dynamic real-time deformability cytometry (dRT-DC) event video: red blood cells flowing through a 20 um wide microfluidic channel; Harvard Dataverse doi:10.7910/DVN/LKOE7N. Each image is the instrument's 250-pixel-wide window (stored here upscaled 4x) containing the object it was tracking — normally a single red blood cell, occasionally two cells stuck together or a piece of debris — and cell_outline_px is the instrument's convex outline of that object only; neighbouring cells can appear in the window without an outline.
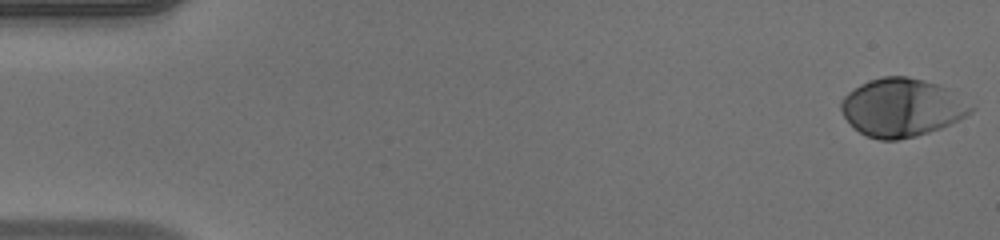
{"species": "human", "species_latin": "Homo sapiens", "temperature_condition": "warm", "stored_images_in_passage": 51, "camera_frame_rate_fps": 3000, "um_per_image_px": 0.085, "donor": {"sex": "male"}, "frame": {"image": 1, "passage_image": 1, "time_ms": 0.0, "image_size_px": [1000, 240], "cell_outline_px": [[976, 108], [972, 112], [940, 128], [916, 136], [896, 140], [880, 140], [868, 136], [860, 132], [844, 116], [840, 108], [840, 100], [848, 92], [860, 84], [868, 80], [884, 76], [908, 76], [924, 80], [936, 84], [944, 88]], "centroid_in_image_um": [76.6, 9.13], "position_along_channel_um": 8.4, "area_um2": 43.35}}
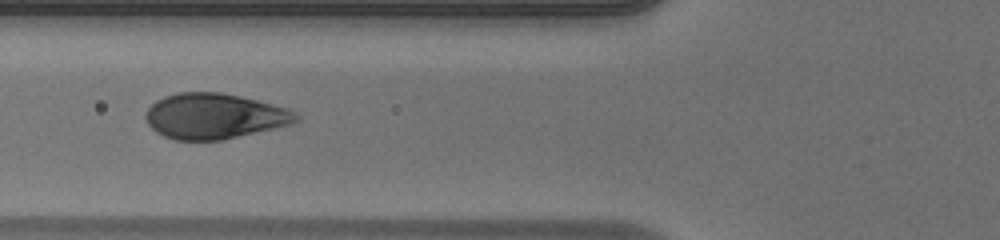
{"frame": {"image": 2, "passage_image": 20, "time_ms": 6.333, "image_size_px": [1000, 240], "cell_outline_px": [[300, 116], [292, 124], [220, 140], [172, 140], [156, 132], [148, 124], [144, 116], [144, 112], [156, 100], [164, 96], [180, 92], [220, 92], [240, 96], [288, 108]], "centroid_in_image_um": [18.17, 9.87], "position_along_channel_um": 107.6, "area_um2": 39.77}}
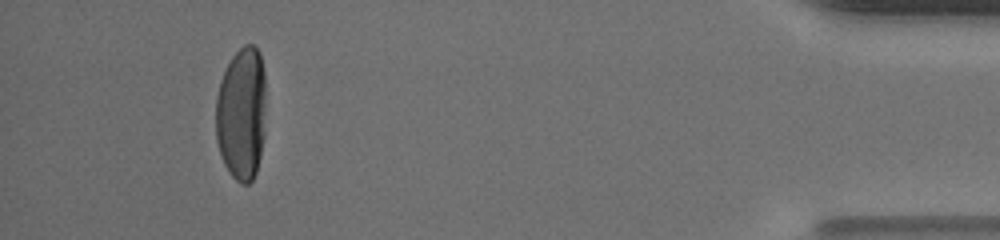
{"frame": {"image": 3, "passage_image": 48, "time_ms": 15.667, "image_size_px": [1000, 240], "cell_outline_px": [[264, 136], [260, 156], [256, 172], [252, 180], [248, 184], [240, 184], [232, 176], [224, 164], [216, 140], [216, 96], [220, 80], [232, 56], [244, 44], [252, 44], [260, 52], [264, 72]], "centroid_in_image_um": [20.52, 9.66], "position_along_channel_um": 414.7, "area_um2": 39.07}, "authors_computed_cell_mechanics": {"area_um2": 41.616, "velocity_mm_per_s": 3.9788, "shape_relaxation_time_tau1_ms": 2.4615, "shape_relaxation_time_tau2_ms": null, "deformation_change_tau1": 0.1857, "deformation_change_tau2": null}}